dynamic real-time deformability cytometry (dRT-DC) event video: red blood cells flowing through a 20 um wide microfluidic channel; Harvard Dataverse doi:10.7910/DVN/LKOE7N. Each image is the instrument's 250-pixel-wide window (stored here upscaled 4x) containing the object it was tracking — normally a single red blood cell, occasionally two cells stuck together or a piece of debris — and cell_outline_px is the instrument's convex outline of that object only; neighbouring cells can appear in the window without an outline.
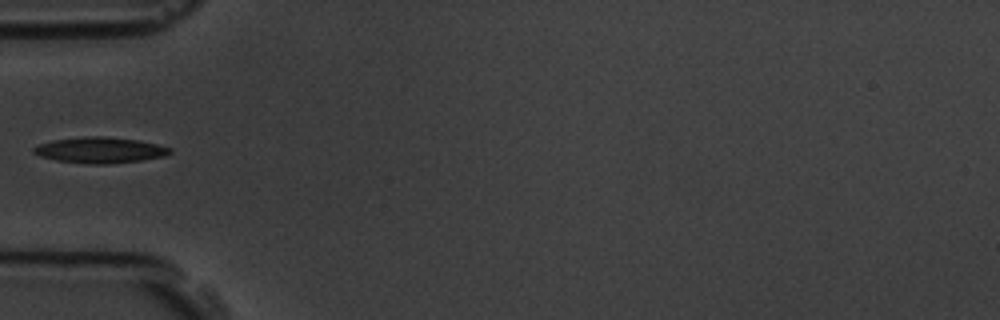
{"species": "common noctule bat (a hibernating species)", "species_latin": "Nyctalus noctula", "temperature_condition": "room temperature", "stored_images_in_passage": 5, "camera_frame_rate_fps": 3000, "um_per_image_px": 0.085, "animal": {"sex": "male", "body_mass_g": 19.5, "forearm_length_mm": 54.6}, "frame": {"image": 1, "passage_image": 5, "time_ms": 4.333, "image_size_px": [1000, 320], "cell_outline_px": [[172, 152], [164, 156], [144, 160], [108, 164], [88, 164], [56, 160], [40, 156], [32, 152], [32, 148], [40, 144], [52, 140], [84, 136], [104, 136], [136, 140], [156, 144], [172, 148]], "centroid_in_image_um": [8.49, 12.76], "position_along_channel_um": 76.5, "area_um2": 20.58}}